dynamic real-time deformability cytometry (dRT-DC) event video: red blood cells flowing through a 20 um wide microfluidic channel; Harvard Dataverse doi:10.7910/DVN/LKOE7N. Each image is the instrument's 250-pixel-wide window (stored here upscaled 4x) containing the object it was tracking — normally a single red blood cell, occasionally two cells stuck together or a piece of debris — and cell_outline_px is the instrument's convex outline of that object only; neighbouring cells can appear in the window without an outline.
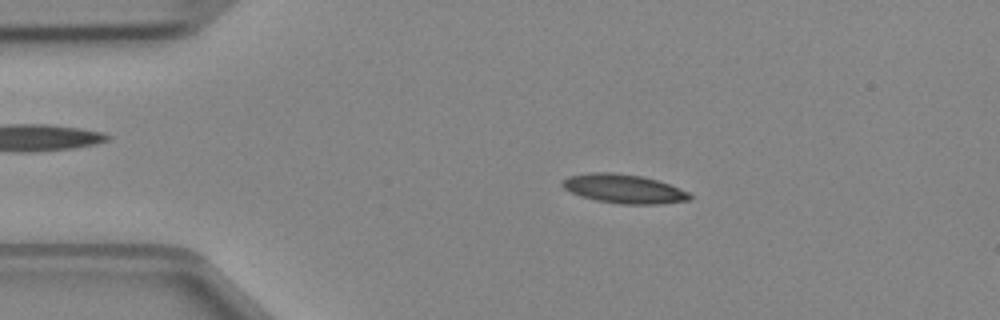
{"species": "Egyptian fruit bat (a non-hibernating species)", "species_latin": "Rousettus aegyptiacus", "temperature_condition": "cold", "stored_images_in_passage": 4, "camera_frame_rate_fps": 3000, "um_per_image_px": 0.085, "animal": {"sex": "female"}, "frame": {"image": 1, "passage_image": 2, "time_ms": 0.333, "image_size_px": [1000, 320], "cell_outline_px": [[692, 196], [688, 200], [660, 204], [620, 204], [596, 200], [580, 196], [564, 188], [560, 184], [568, 176], [592, 172], [612, 172], [640, 176], [656, 180], [668, 184], [688, 192]], "centroid_in_image_um": [52.99, 16.05], "position_along_channel_um": 32.0, "area_um2": 21.27}}
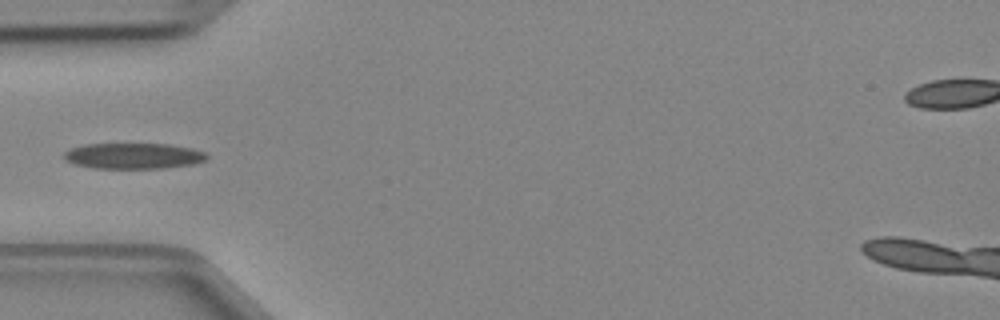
{"frame": {"image": 2, "passage_image": 3, "time_ms": 0.667, "image_size_px": [1000, 320], "cell_outline_px": [[208, 156], [204, 160], [196, 164], [164, 168], [92, 168], [72, 164], [64, 160], [64, 152], [68, 148], [84, 144], [168, 144], [192, 148], [204, 152]], "centroid_in_image_um": [11.29, 13.25], "position_along_channel_um": 73.7, "area_um2": 21.68}}